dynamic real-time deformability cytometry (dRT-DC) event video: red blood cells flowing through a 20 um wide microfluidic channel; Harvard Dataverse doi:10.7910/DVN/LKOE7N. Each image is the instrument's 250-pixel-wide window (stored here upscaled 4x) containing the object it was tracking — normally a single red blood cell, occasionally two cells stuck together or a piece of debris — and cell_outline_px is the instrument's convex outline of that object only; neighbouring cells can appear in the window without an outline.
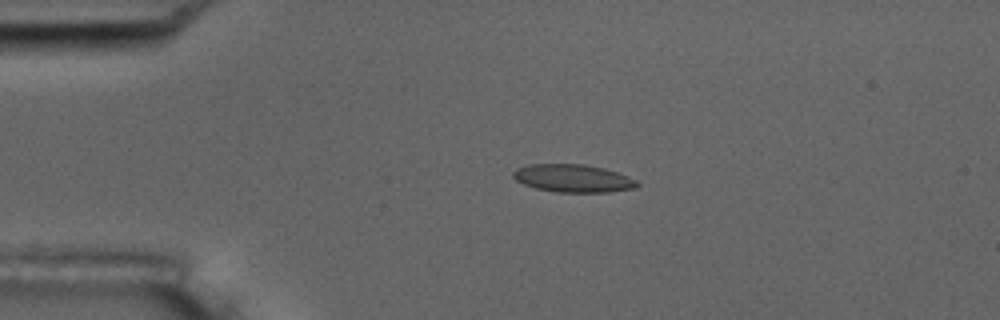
{"species": "common noctule bat (a hibernating species)", "species_latin": "Nyctalus noctula", "temperature_condition": "room temperature", "stored_images_in_passage": 6, "camera_frame_rate_fps": 3000, "um_per_image_px": 0.085, "animal": {"sex": "male", "body_mass_g": 17.5, "forearm_length_mm": 52.3}, "frame": {"image": 1, "passage_image": 4, "time_ms": 3.333, "image_size_px": [1000, 320], "cell_outline_px": [[640, 184], [636, 188], [608, 192], [556, 192], [536, 188], [524, 184], [516, 180], [512, 176], [512, 172], [516, 168], [528, 164], [584, 164], [604, 168], [628, 176], [636, 180]], "centroid_in_image_um": [48.7, 15.15], "position_along_channel_um": 36.3, "area_um2": 20.17}}
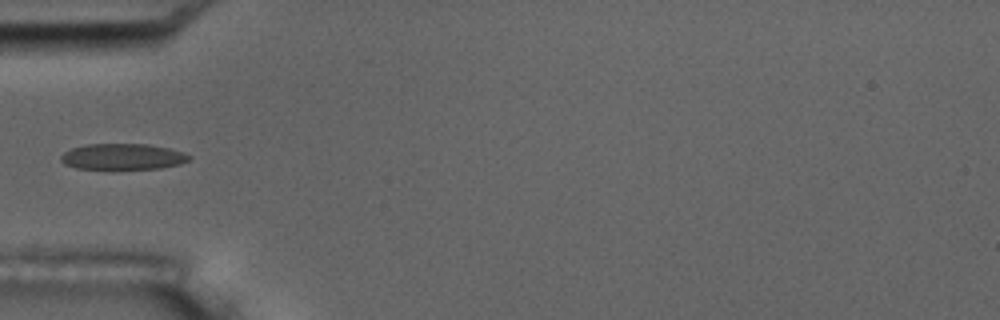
{"frame": {"image": 2, "passage_image": 6, "time_ms": 5.333, "image_size_px": [1000, 320], "cell_outline_px": [[192, 156], [188, 160], [180, 164], [160, 168], [76, 168], [64, 164], [60, 160], [60, 156], [64, 152], [72, 148], [84, 144], [148, 144], [168, 148], [184, 152]], "centroid_in_image_um": [10.42, 13.3], "position_along_channel_um": 74.6, "area_um2": 19.25}}